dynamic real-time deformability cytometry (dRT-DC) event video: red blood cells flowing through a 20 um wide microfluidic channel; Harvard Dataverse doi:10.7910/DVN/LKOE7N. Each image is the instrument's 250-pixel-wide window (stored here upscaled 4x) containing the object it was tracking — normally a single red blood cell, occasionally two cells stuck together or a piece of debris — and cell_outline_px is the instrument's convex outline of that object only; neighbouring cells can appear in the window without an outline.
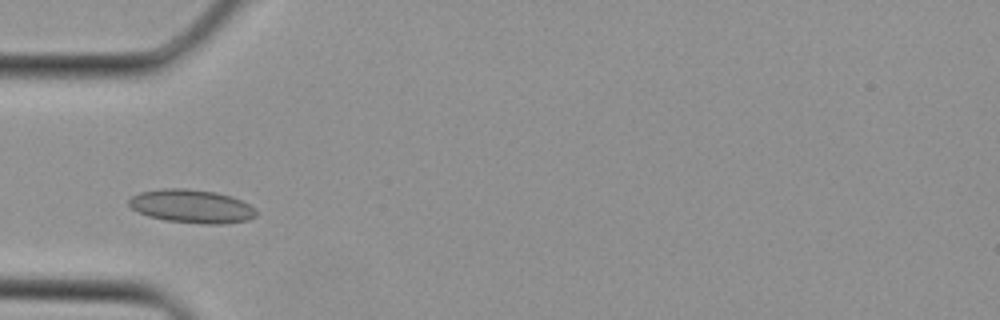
{"species": "Egyptian fruit bat (a non-hibernating species)", "species_latin": "Rousettus aegyptiacus", "temperature_condition": "cold", "stored_images_in_passage": 2, "camera_frame_rate_fps": 3000, "um_per_image_px": 0.085, "animal": {"sex": "female"}, "frame": {"image": 1, "passage_image": 2, "time_ms": 0.333, "image_size_px": [1000, 320], "cell_outline_px": [[256, 216], [248, 220], [220, 224], [204, 224], [168, 220], [148, 216], [136, 212], [128, 204], [128, 200], [132, 196], [140, 192], [160, 188], [188, 188], [216, 192], [232, 196], [248, 204], [256, 212]], "centroid_in_image_um": [16.25, 17.52], "position_along_channel_um": 68.7, "area_um2": 24.8}}